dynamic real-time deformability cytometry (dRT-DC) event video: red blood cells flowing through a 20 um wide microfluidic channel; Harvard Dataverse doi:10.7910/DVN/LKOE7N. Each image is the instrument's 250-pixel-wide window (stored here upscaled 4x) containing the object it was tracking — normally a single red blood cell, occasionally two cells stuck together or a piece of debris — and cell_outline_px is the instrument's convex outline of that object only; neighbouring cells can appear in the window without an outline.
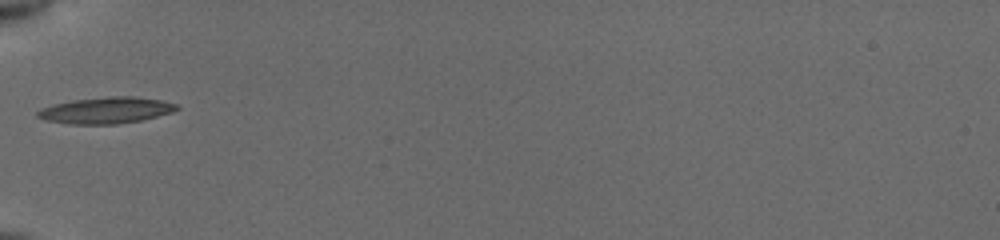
{"species": "common noctule bat (a hibernating species)", "species_latin": "Nyctalus noctula", "temperature_condition": "cold", "stored_images_in_passage": 6, "camera_frame_rate_fps": 3000, "um_per_image_px": 0.085, "animal": {"sex": "female", "body_mass_g": 19.5, "forearm_length_mm": 54.1}, "frame": {"image": 1, "passage_image": 1, "time_ms": 0.0, "image_size_px": [1000, 240], "cell_outline_px": [[180, 108], [172, 112], [140, 120], [116, 124], [68, 124], [44, 120], [36, 116], [36, 112], [40, 108], [52, 104], [72, 100], [108, 96], [136, 96], [160, 100], [176, 104]], "centroid_in_image_um": [8.96, 9.37], "position_along_channel_um": 76.0, "area_um2": 21.44}}
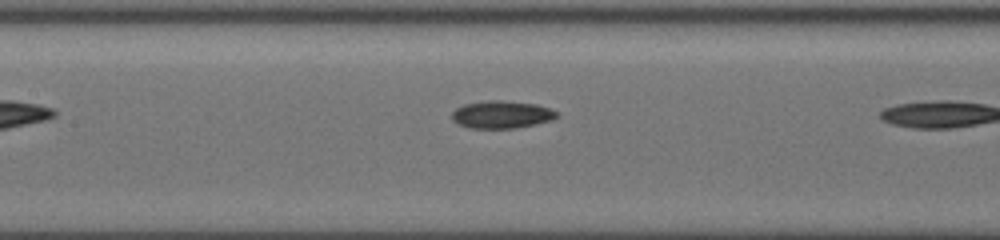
{"frame": {"image": 2, "passage_image": 5, "time_ms": 1.333, "image_size_px": [1000, 240], "cell_outline_px": [[560, 116], [552, 120], [536, 124], [516, 128], [468, 128], [456, 124], [452, 120], [452, 112], [456, 108], [464, 104], [488, 100], [500, 100], [536, 104], [560, 112]], "centroid_in_image_um": [42.65, 9.74], "position_along_channel_um": 164.8, "area_um2": 17.05}}